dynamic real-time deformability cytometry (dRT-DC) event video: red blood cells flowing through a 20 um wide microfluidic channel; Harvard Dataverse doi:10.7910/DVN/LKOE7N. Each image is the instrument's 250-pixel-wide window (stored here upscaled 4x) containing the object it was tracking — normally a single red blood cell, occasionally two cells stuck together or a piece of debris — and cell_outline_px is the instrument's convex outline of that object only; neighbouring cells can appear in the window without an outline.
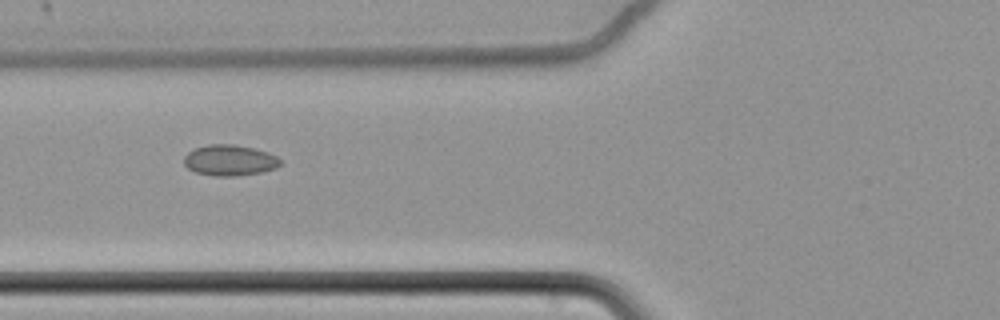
{"species": "common noctule bat (a hibernating species)", "species_latin": "Nyctalus noctula", "temperature_condition": "cold", "stored_images_in_passage": 9, "camera_frame_rate_fps": 3000, "um_per_image_px": 0.085, "animal": {"sex": "female", "body_mass_g": 22.7, "forearm_length_mm": 54.2}, "frame": {"image": 1, "passage_image": 7, "time_ms": 2.0, "image_size_px": [1000, 320], "cell_outline_px": [[280, 164], [276, 168], [260, 172], [236, 176], [212, 176], [196, 172], [188, 168], [184, 164], [184, 156], [188, 152], [196, 148], [208, 144], [232, 144], [252, 148], [268, 152], [276, 156], [280, 160]], "centroid_in_image_um": [19.5, 13.63], "position_along_channel_um": 106.3, "area_um2": 17.22}}
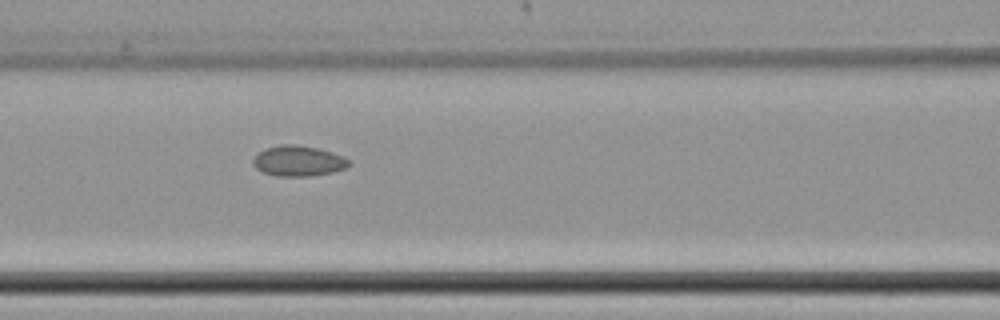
{"frame": {"image": 2, "passage_image": 8, "time_ms": 2.333, "image_size_px": [1000, 320], "cell_outline_px": [[352, 164], [348, 168], [332, 172], [312, 176], [276, 176], [260, 172], [252, 164], [252, 160], [264, 148], [280, 144], [292, 144], [316, 148], [332, 152], [344, 156]], "centroid_in_image_um": [25.36, 13.69], "position_along_channel_um": 141.2, "area_um2": 17.22}}
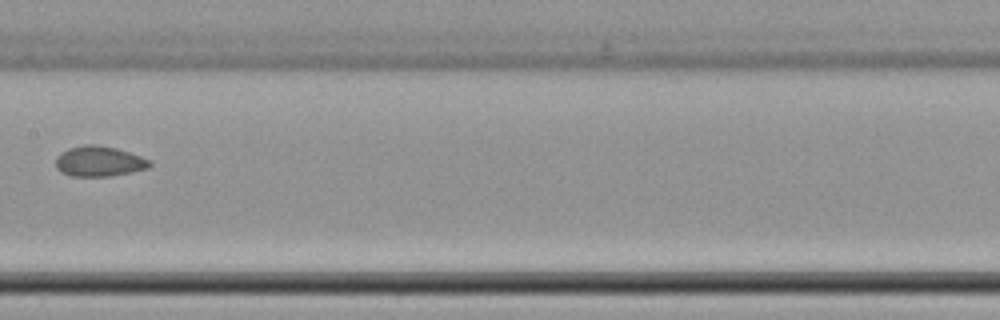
{"frame": {"image": 3, "passage_image": 9, "time_ms": 2.667, "image_size_px": [1000, 320], "cell_outline_px": [[152, 164], [148, 168], [132, 172], [108, 176], [72, 176], [60, 172], [56, 168], [56, 156], [60, 152], [68, 148], [84, 144], [96, 144], [116, 148], [152, 160]], "centroid_in_image_um": [8.41, 13.7], "position_along_channel_um": 199.0, "area_um2": 16.76}}